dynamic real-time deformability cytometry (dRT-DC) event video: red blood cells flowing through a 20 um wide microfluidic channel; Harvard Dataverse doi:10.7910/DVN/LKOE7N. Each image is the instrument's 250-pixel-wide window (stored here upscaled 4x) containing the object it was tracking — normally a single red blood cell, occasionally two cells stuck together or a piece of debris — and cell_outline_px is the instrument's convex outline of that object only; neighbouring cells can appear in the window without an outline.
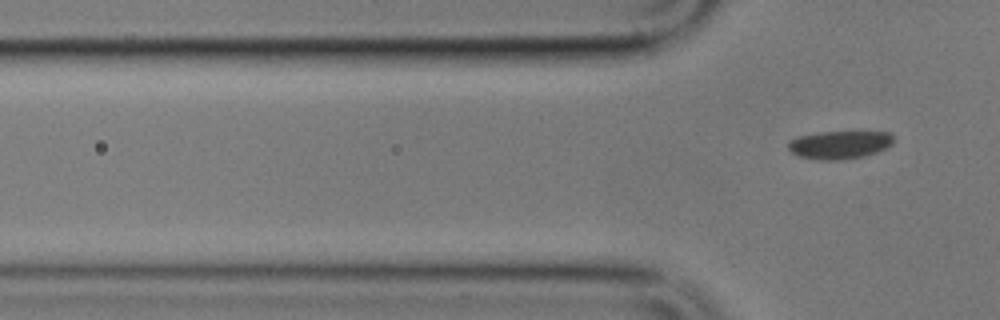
{"species": "common noctule bat (a hibernating species)", "species_latin": "Nyctalus noctula", "temperature_condition": "cold", "stored_images_in_passage": 5, "camera_frame_rate_fps": 3000, "um_per_image_px": 0.085, "animal": {"sex": "male", "body_mass_g": 17.9}, "frame": {"image": 1, "passage_image": 5, "time_ms": 4.667, "image_size_px": [1000, 320], "cell_outline_px": [[892, 144], [876, 152], [864, 156], [840, 160], [820, 160], [800, 156], [792, 152], [788, 148], [788, 144], [796, 136], [820, 132], [888, 132], [892, 136]], "centroid_in_image_um": [71.34, 12.3], "position_along_channel_um": 54.5, "area_um2": 16.99}}